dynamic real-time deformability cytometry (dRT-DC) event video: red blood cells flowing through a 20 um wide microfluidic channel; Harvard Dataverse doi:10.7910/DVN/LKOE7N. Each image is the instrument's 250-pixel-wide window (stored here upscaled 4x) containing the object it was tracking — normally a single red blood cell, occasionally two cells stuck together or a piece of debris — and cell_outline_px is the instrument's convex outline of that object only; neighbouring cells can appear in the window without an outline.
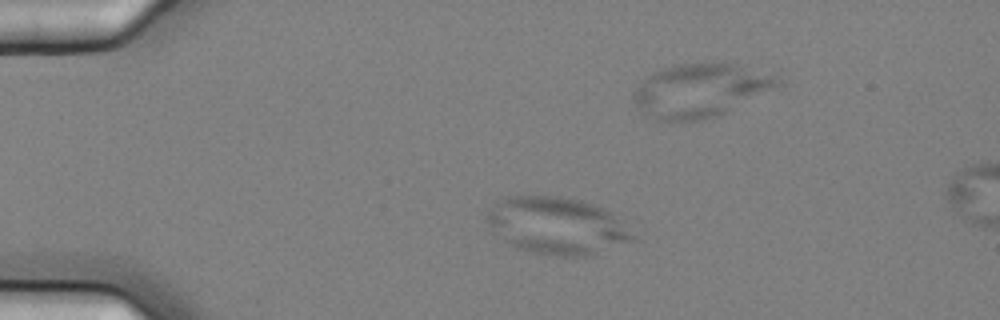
{"species": "common noctule bat (a hibernating species)", "species_latin": "Nyctalus noctula", "temperature_condition": "cold", "stored_images_in_passage": 15, "camera_frame_rate_fps": 3000, "um_per_image_px": 0.085, "animal": {"sex": "female", "body_mass_g": 25.1}, "frame": {"image": 1, "passage_image": 3, "time_ms": 0.667, "image_size_px": [1000, 320], "cell_outline_px": [[636, 240], [584, 256], [560, 256], [528, 252], [516, 248], [492, 232], [484, 220], [484, 216], [504, 196], [560, 196], [584, 200], [608, 212], [636, 236]], "centroid_in_image_um": [47.26, 19.18], "position_along_channel_um": 37.7, "area_um2": 48.21}}
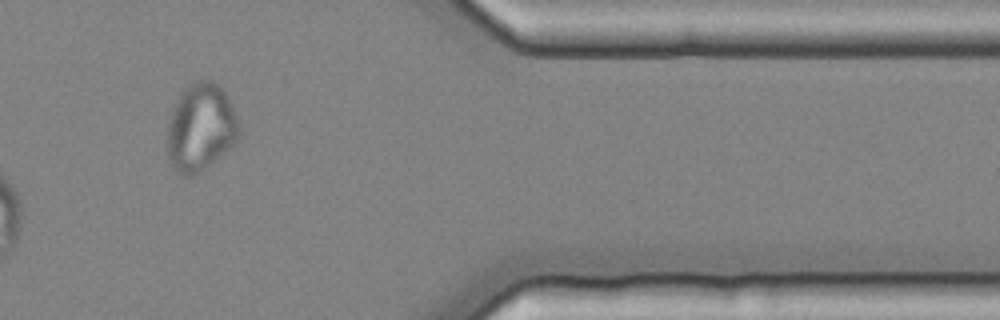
{"frame": {"image": 2, "passage_image": 13, "time_ms": 4.0, "image_size_px": [1000, 320], "cell_outline_px": [[240, 140], [200, 172], [192, 176], [180, 176], [176, 172], [168, 160], [168, 124], [172, 112], [180, 96], [188, 84], [200, 80], [212, 80], [228, 96], [236, 116], [240, 128]], "centroid_in_image_um": [17.08, 10.87], "position_along_channel_um": 394.3, "area_um2": 36.53}}